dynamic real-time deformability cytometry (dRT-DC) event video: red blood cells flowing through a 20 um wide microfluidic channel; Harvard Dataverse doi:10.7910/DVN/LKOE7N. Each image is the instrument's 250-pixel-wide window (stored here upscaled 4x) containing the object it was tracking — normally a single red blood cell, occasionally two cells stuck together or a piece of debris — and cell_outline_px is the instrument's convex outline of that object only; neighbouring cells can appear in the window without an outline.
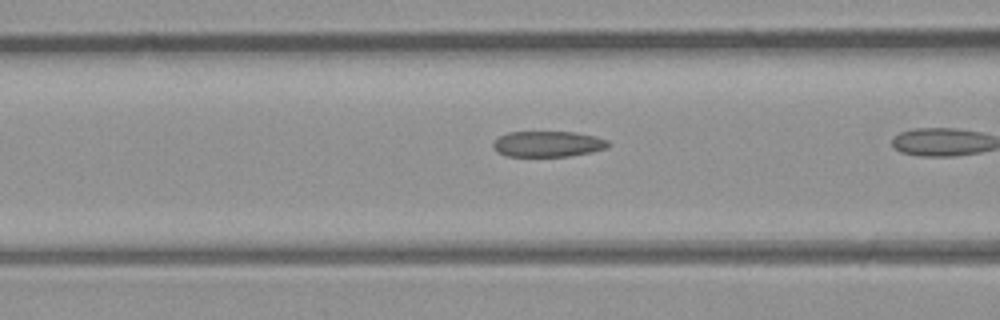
{"species": "common noctule bat (a hibernating species)", "species_latin": "Nyctalus noctula", "temperature_condition": "room temperature", "stored_images_in_passage": 7, "camera_frame_rate_fps": 3000, "um_per_image_px": 0.085, "animal": {"sex": "male", "body_mass_g": 23.1, "forearm_length_mm": 52.7}, "frame": {"image": 1, "passage_image": 3, "time_ms": 0.667, "image_size_px": [1000, 320], "cell_outline_px": [[612, 144], [604, 148], [592, 152], [568, 156], [508, 156], [496, 152], [492, 148], [492, 144], [500, 136], [508, 132], [576, 132], [596, 136], [608, 140]], "centroid_in_image_um": [46.57, 12.23], "position_along_channel_um": 120.0, "area_um2": 17.34}}